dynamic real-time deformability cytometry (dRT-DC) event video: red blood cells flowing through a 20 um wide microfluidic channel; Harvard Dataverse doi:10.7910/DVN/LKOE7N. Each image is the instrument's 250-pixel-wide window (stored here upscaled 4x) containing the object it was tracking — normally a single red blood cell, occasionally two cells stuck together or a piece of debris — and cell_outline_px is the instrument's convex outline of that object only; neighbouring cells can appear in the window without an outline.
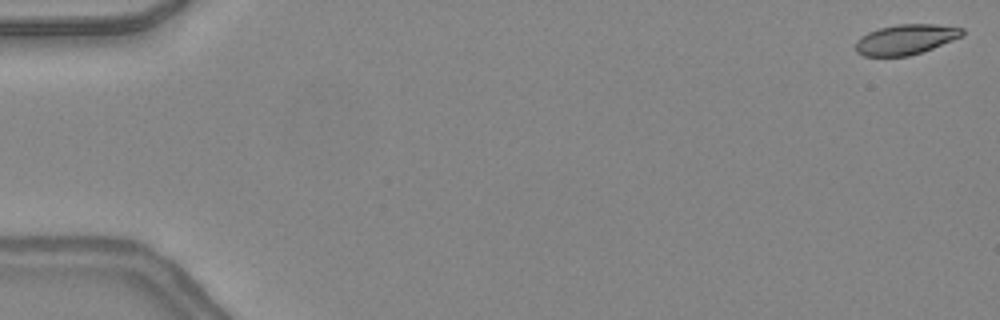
{"species": "common noctule bat (a hibernating species)", "species_latin": "Nyctalus noctula", "temperature_condition": "warm", "stored_images_in_passage": 46, "camera_frame_rate_fps": 3000, "um_per_image_px": 0.085, "animal": {"sex": "female", "body_mass_g": 24.6, "forearm_length_mm": 56.2}, "frame": {"image": 1, "passage_image": 1, "time_ms": 0.0, "image_size_px": [1000, 320], "cell_outline_px": [[964, 36], [932, 48], [908, 56], [864, 56], [856, 52], [856, 40], [860, 36], [868, 32], [880, 28], [900, 24], [936, 24], [964, 28]], "centroid_in_image_um": [76.99, 3.35], "position_along_channel_um": 8.0, "area_um2": 18.73}}
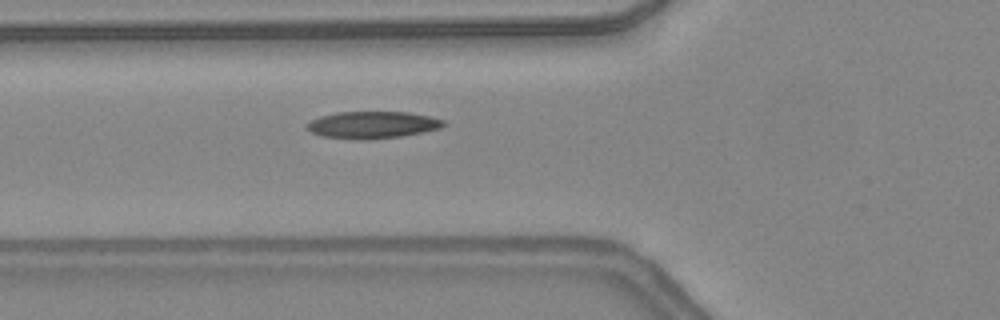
{"frame": {"image": 2, "passage_image": 18, "time_ms": 5.667, "image_size_px": [1000, 320], "cell_outline_px": [[448, 124], [440, 128], [424, 132], [400, 136], [368, 140], [356, 140], [320, 136], [312, 132], [308, 128], [308, 124], [312, 120], [320, 116], [336, 112], [408, 112], [428, 116], [444, 120]], "centroid_in_image_um": [31.69, 10.62], "position_along_channel_um": 94.1, "area_um2": 21.56}}
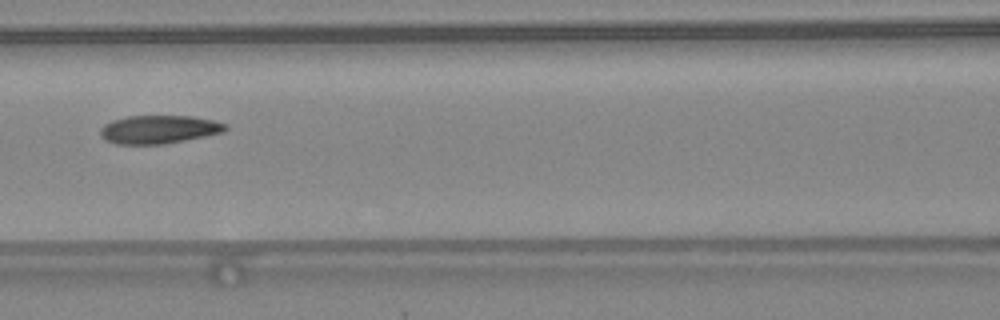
{"frame": {"image": 3, "passage_image": 22, "time_ms": 7.0, "image_size_px": [1000, 320], "cell_outline_px": [[228, 128], [224, 132], [164, 144], [116, 144], [104, 140], [100, 136], [100, 128], [104, 124], [112, 120], [128, 116], [192, 116], [212, 120], [228, 124]], "centroid_in_image_um": [13.48, 11.0], "position_along_channel_um": 153.1, "area_um2": 20.69}}